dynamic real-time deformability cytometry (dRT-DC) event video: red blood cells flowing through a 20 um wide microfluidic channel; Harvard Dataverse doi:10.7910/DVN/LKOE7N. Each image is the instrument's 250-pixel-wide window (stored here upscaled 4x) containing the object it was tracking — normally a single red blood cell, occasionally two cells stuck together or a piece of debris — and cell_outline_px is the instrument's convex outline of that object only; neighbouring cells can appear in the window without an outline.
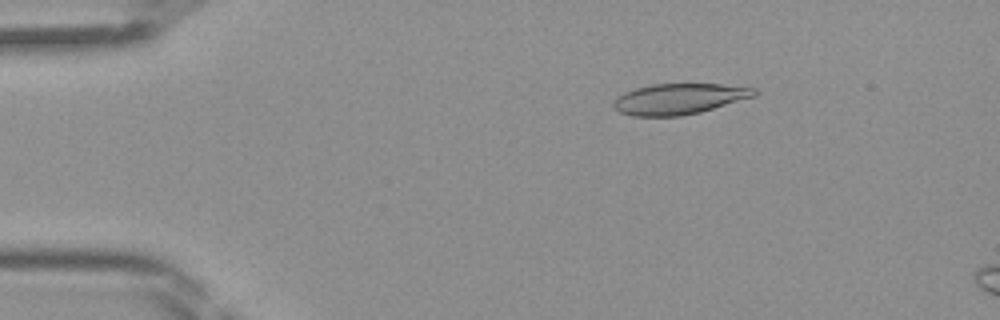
{"species": "Egyptian fruit bat (a non-hibernating species)", "species_latin": "Rousettus aegyptiacus", "temperature_condition": "room temperature", "stored_images_in_passage": 12, "camera_frame_rate_fps": 3000, "um_per_image_px": 0.085, "frame": {"image": 1, "passage_image": 7, "time_ms": 2.0, "image_size_px": [1000, 320], "cell_outline_px": [[760, 92], [756, 96], [700, 112], [680, 116], [632, 116], [620, 112], [612, 108], [612, 104], [616, 96], [624, 92], [636, 88], [652, 84], [720, 84], [756, 88]], "centroid_in_image_um": [57.71, 8.4], "position_along_channel_um": 27.3, "area_um2": 25.43}}